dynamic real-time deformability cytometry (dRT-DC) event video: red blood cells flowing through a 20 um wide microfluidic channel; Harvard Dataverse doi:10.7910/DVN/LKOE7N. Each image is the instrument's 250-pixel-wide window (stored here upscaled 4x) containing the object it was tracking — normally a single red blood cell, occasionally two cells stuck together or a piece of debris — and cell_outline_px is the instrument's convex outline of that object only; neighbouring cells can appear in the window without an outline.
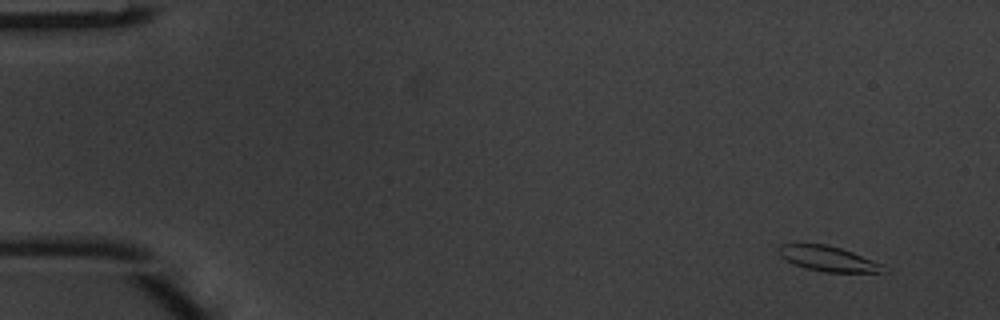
{"species": "common noctule bat (a hibernating species)", "species_latin": "Nyctalus noctula", "temperature_condition": "warm", "stored_images_in_passage": 4, "camera_frame_rate_fps": 3000, "um_per_image_px": 0.085, "animal": {"sex": "male", "body_mass_g": 20.1, "forearm_length_mm": 53.5}, "frame": {"image": 1, "passage_image": 1, "time_ms": 0.0, "image_size_px": [1000, 320], "cell_outline_px": [[888, 272], [824, 272], [808, 268], [796, 264], [780, 256], [776, 252], [776, 248], [780, 244], [824, 244], [840, 248], [852, 252], [884, 264], [888, 268]], "centroid_in_image_um": [70.43, 21.99], "position_along_channel_um": 14.6, "area_um2": 15.32}}